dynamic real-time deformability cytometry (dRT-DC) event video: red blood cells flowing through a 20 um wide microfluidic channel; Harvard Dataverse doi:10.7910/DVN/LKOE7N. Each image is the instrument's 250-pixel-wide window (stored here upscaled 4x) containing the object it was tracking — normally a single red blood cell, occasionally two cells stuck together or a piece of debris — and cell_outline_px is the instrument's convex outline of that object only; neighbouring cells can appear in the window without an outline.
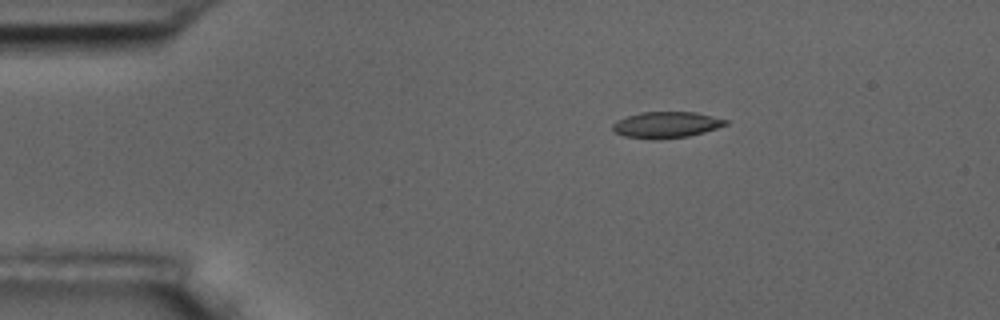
{"species": "common noctule bat (a hibernating species)", "species_latin": "Nyctalus noctula", "temperature_condition": "room temperature", "stored_images_in_passage": 6, "camera_frame_rate_fps": 3000, "um_per_image_px": 0.085, "animal": {"sex": "male", "body_mass_g": 17.5, "forearm_length_mm": 52.3}, "frame": {"image": 1, "passage_image": 3, "time_ms": 2.333, "image_size_px": [1000, 320], "cell_outline_px": [[728, 124], [704, 132], [688, 136], [624, 136], [616, 132], [612, 128], [612, 124], [616, 120], [640, 112], [696, 112], [728, 120]], "centroid_in_image_um": [56.67, 10.55], "position_along_channel_um": 28.3, "area_um2": 16.3}}
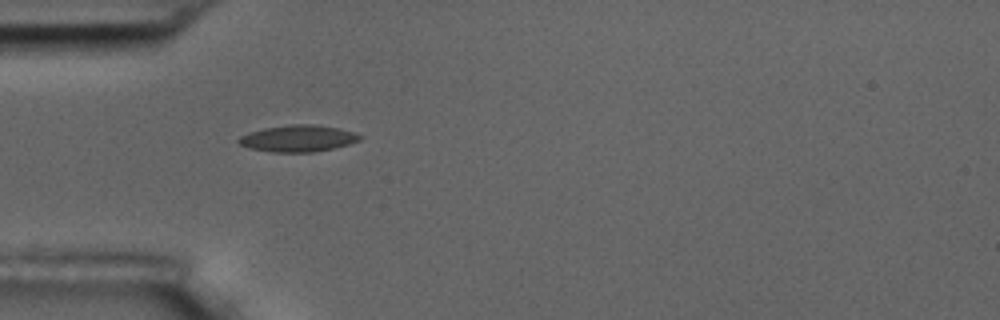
{"frame": {"image": 2, "passage_image": 5, "time_ms": 4.667, "image_size_px": [1000, 320], "cell_outline_px": [[364, 136], [360, 140], [348, 144], [332, 148], [312, 152], [272, 152], [248, 148], [240, 144], [236, 140], [240, 136], [248, 132], [264, 128], [288, 124], [312, 124], [340, 128]], "centroid_in_image_um": [25.3, 11.76], "position_along_channel_um": 59.7, "area_um2": 18.84}}